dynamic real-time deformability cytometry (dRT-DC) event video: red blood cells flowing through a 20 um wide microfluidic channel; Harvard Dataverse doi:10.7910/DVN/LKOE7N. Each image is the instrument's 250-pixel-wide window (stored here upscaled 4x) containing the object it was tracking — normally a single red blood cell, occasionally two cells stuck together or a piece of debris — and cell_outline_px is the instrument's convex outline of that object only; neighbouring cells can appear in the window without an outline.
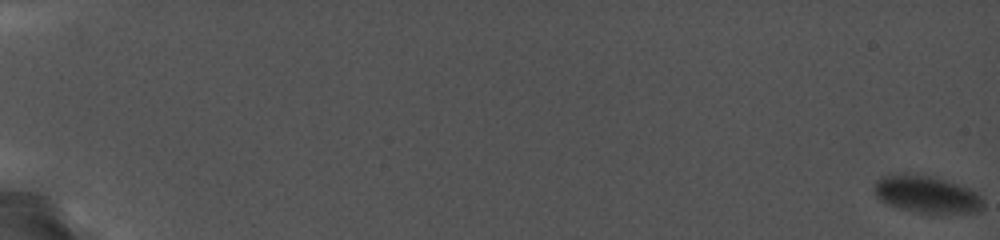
{"species": "common noctule bat (a hibernating species)", "species_latin": "Nyctalus noctula", "temperature_condition": "cold", "stored_images_in_passage": 110, "camera_frame_rate_fps": 5000, "um_per_image_px": 0.085, "animal": {"sex": "female", "body_mass_g": 19.0, "forearm_length_mm": 56.7}, "frame": {"image": 1, "passage_image": 1, "time_ms": 0.0, "image_size_px": [1000, 240], "cell_outline_px": [[984, 208], [976, 212], [936, 216], [932, 216], [900, 208], [888, 204], [880, 200], [876, 196], [876, 180], [880, 176], [904, 172], [932, 176], [968, 188], [976, 192], [984, 200]], "centroid_in_image_um": [78.8, 16.56], "position_along_channel_um": 6.2, "area_um2": 24.33}}
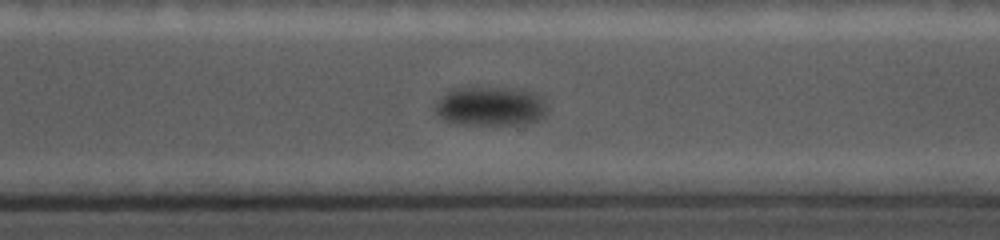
{"frame": {"image": 2, "passage_image": 90, "time_ms": 17.8, "image_size_px": [1000, 240], "cell_outline_px": [[548, 112], [544, 116], [536, 120], [524, 124], [460, 124], [448, 120], [440, 116], [436, 112], [436, 100], [440, 96], [452, 88], [508, 88], [536, 92], [544, 96], [548, 108]], "centroid_in_image_um": [41.75, 9.02], "position_along_channel_um": 328.8, "area_um2": 25.72}}
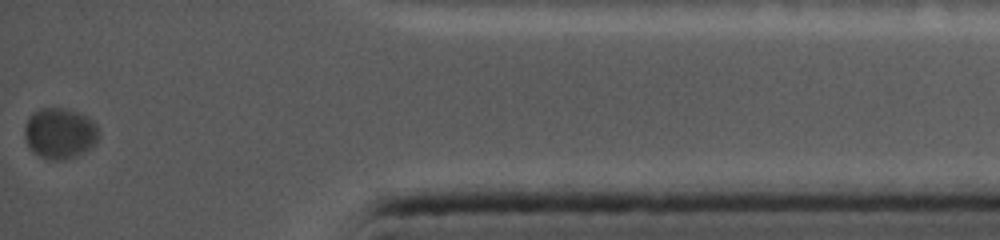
{"frame": {"image": 3, "passage_image": 110, "time_ms": 21.8, "image_size_px": [1000, 240], "cell_outline_px": [[100, 136], [96, 144], [84, 152], [76, 156], [64, 160], [48, 160], [40, 156], [28, 144], [24, 136], [24, 128], [28, 116], [32, 112], [40, 108], [64, 108], [88, 116], [96, 124], [100, 132]], "centroid_in_image_um": [5.11, 11.32], "position_along_channel_um": 430.1, "area_um2": 22.2}}